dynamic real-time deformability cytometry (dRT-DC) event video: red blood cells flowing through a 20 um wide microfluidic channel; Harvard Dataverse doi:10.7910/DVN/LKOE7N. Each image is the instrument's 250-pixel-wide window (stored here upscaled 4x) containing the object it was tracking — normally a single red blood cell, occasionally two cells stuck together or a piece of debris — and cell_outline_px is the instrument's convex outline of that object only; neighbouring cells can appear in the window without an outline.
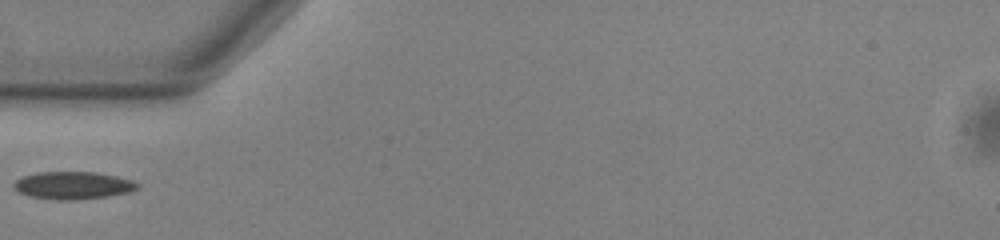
{"species": "common noctule bat (a hibernating species)", "species_latin": "Nyctalus noctula", "temperature_condition": "warm", "stored_images_in_passage": 37, "camera_frame_rate_fps": 3000, "um_per_image_px": 0.085, "animal": {"sex": "male", "body_mass_g": 13.0, "forearm_length_mm": 53.1}, "frame": {"image": 1, "passage_image": 1, "time_ms": 0.0, "image_size_px": [1000, 240], "cell_outline_px": [[140, 184], [136, 188], [128, 192], [104, 196], [76, 200], [56, 200], [28, 196], [20, 192], [12, 184], [20, 176], [36, 172], [96, 172], [116, 176], [132, 180]], "centroid_in_image_um": [6.15, 15.75], "position_along_channel_um": 78.8, "area_um2": 19.77}}
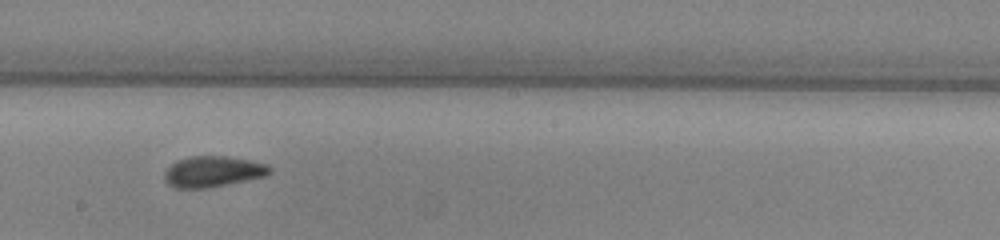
{"frame": {"image": 2, "passage_image": 13, "time_ms": 4.0, "image_size_px": [1000, 240], "cell_outline_px": [[272, 172], [264, 176], [204, 188], [176, 188], [168, 184], [164, 180], [164, 172], [176, 160], [188, 156], [228, 156], [252, 160], [268, 164], [272, 168]], "centroid_in_image_um": [18.09, 14.56], "position_along_channel_um": 230.1, "area_um2": 18.9}}
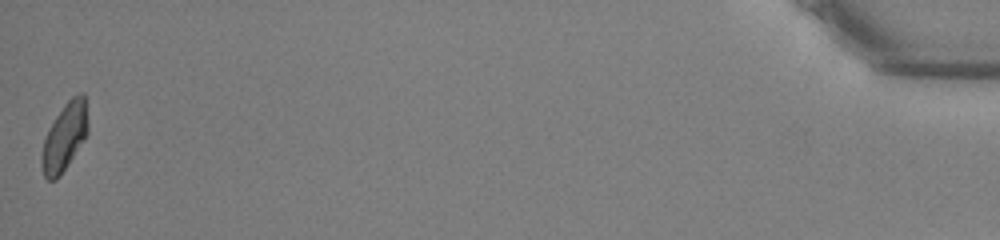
{"frame": {"image": 3, "passage_image": 37, "time_ms": 12.0, "image_size_px": [1000, 240], "cell_outline_px": [[88, 132], [68, 164], [60, 176], [56, 180], [48, 180], [44, 176], [40, 164], [40, 160], [44, 140], [56, 116], [64, 104], [72, 96], [80, 92], [84, 92], [88, 120]], "centroid_in_image_um": [5.49, 11.63], "position_along_channel_um": 429.7, "area_um2": 18.09}}